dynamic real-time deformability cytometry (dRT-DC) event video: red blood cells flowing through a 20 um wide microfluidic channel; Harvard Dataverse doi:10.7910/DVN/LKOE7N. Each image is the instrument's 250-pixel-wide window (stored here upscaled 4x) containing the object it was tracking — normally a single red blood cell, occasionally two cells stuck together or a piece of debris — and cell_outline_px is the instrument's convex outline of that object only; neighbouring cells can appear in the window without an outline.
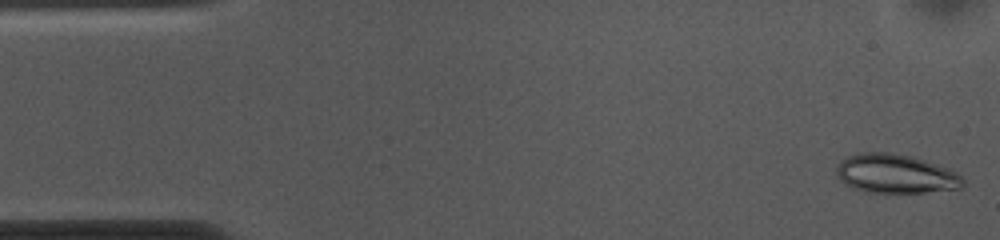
{"species": "common noctule bat (a hibernating species)", "species_latin": "Nyctalus noctula", "temperature_condition": "cold", "stored_images_in_passage": 52, "camera_frame_rate_fps": 3000, "um_per_image_px": 0.085, "animal": {"sex": "female", "body_mass_g": 10.0, "forearm_length_mm": 53.1}, "frame": {"image": 1, "passage_image": 1, "time_ms": 0.0, "image_size_px": [1000, 240], "cell_outline_px": [[964, 184], [960, 188], [924, 192], [864, 192], [852, 188], [844, 184], [836, 176], [836, 168], [840, 160], [856, 152], [892, 152], [912, 156], [948, 168], [956, 172], [964, 180]], "centroid_in_image_um": [76.07, 14.76], "position_along_channel_um": 8.9, "area_um2": 28.96}}
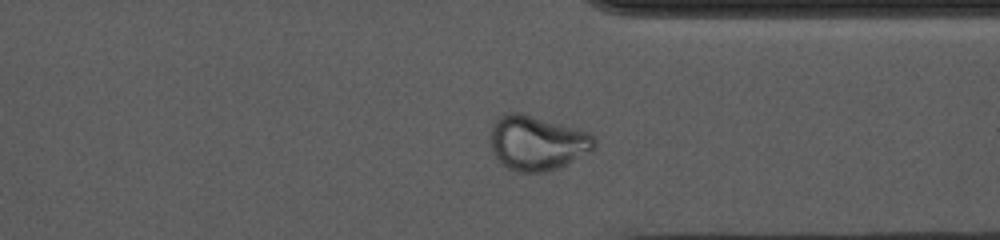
{"frame": {"image": 2, "passage_image": 39, "time_ms": 12.667, "image_size_px": [1000, 240], "cell_outline_px": [[596, 144], [592, 148], [572, 160], [548, 172], [516, 172], [508, 168], [492, 152], [488, 140], [496, 116], [508, 112], [520, 112], [588, 132], [596, 136]], "centroid_in_image_um": [45.58, 12.12], "position_along_channel_um": 365.8, "area_um2": 32.89}}
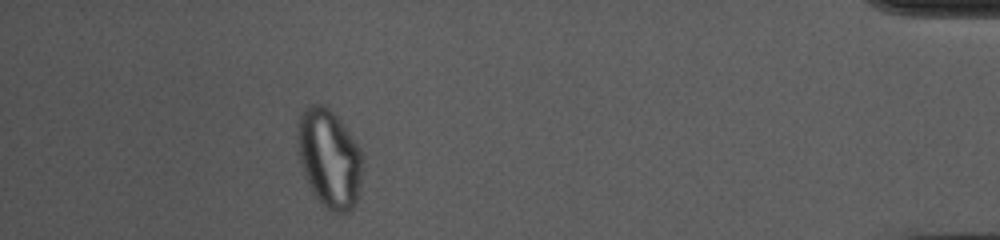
{"frame": {"image": 3, "passage_image": 47, "time_ms": 15.333, "image_size_px": [1000, 240], "cell_outline_px": [[364, 164], [360, 188], [356, 204], [348, 212], [340, 216], [332, 212], [316, 196], [304, 172], [300, 160], [296, 140], [296, 124], [300, 112], [308, 104], [324, 104], [340, 120], [360, 148], [364, 160]], "centroid_in_image_um": [28.0, 13.44], "position_along_channel_um": 407.2, "area_um2": 37.74}, "authors_computed_cell_mechanics": {"area_um2": 28.0619, "velocity_mm_per_s": 3.7031, "shape_relaxation_time_tau1_ms": null, "shape_relaxation_time_tau2_ms": 1.5711, "deformation_change_tau1": null, "deformation_change_tau2": 0.0696}}